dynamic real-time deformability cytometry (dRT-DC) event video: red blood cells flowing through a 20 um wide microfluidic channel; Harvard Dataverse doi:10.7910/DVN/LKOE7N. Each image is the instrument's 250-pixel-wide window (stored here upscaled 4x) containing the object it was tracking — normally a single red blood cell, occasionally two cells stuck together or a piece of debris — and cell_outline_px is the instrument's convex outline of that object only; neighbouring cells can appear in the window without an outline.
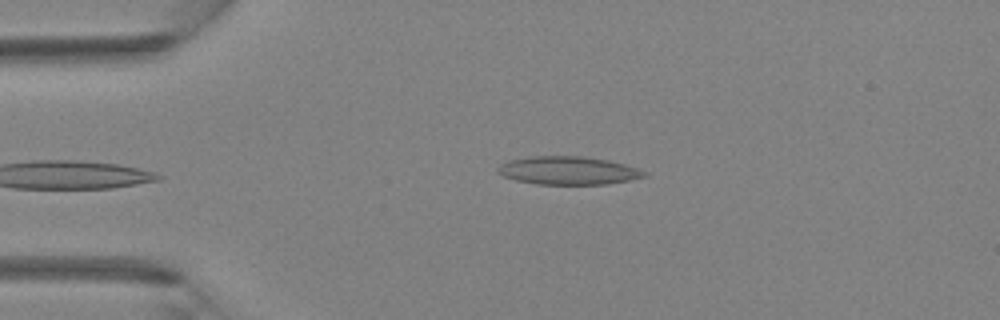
{"species": "Egyptian fruit bat (a non-hibernating species)", "species_latin": "Rousettus aegyptiacus", "temperature_condition": "room temperature", "stored_images_in_passage": 4, "camera_frame_rate_fps": 3000, "um_per_image_px": 0.085, "animal": {"sex": "female"}, "frame": {"image": 1, "passage_image": 3, "time_ms": 0.667, "image_size_px": [1000, 320], "cell_outline_px": [[648, 176], [608, 184], [536, 184], [516, 180], [504, 176], [496, 172], [496, 168], [500, 164], [508, 160], [528, 156], [584, 156], [608, 160], [624, 164], [648, 172]], "centroid_in_image_um": [48.27, 14.49], "position_along_channel_um": 36.7, "area_um2": 24.16}}